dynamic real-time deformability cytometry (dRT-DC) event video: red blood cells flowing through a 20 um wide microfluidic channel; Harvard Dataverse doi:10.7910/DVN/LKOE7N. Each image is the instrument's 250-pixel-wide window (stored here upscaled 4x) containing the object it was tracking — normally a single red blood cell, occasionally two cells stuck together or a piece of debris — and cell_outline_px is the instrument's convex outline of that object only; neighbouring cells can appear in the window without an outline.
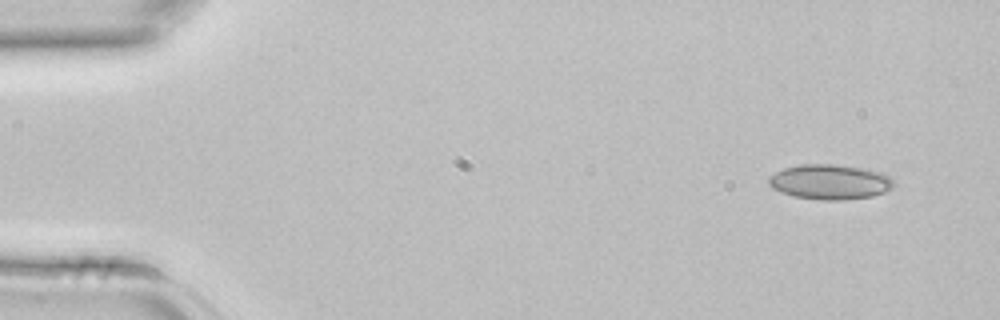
{"species": "common noctule bat (a hibernating species)", "species_latin": "Nyctalus noctula", "temperature_condition": "room temperature", "stored_images_in_passage": 4, "segment_of_instrument_passage": [2, 2], "camera_frame_rate_fps": 3000, "um_per_image_px": 0.085, "animal": {"sex": "female", "body_mass_g": 22.7, "forearm_length_mm": 54.2}, "frame": {"image": 1, "passage_image": 4, "time_ms": 1.0, "image_size_px": [1000, 320], "cell_outline_px": [[896, 184], [892, 188], [884, 192], [872, 196], [844, 200], [820, 200], [792, 196], [780, 192], [772, 188], [768, 184], [768, 176], [784, 168], [800, 164], [836, 164], [860, 168], [880, 172], [888, 176]], "centroid_in_image_um": [70.51, 15.47], "position_along_channel_um": 14.5, "area_um2": 25.61}}